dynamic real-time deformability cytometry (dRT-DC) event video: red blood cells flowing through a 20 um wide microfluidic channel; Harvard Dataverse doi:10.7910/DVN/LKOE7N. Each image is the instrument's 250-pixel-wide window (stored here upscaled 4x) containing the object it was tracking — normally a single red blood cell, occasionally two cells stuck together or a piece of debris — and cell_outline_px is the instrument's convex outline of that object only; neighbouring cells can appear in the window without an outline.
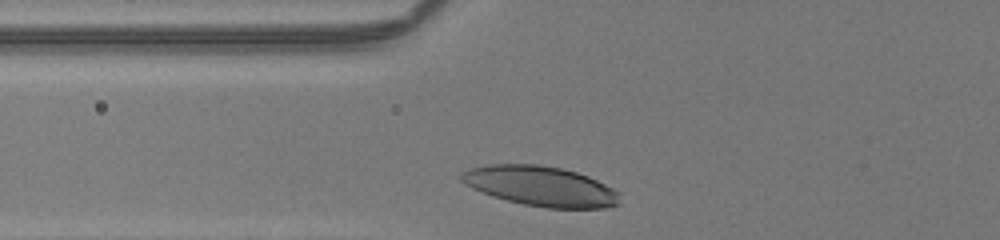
{"species": "human", "species_latin": "Homo sapiens", "temperature_condition": "room temperature", "stored_images_in_passage": 25, "camera_frame_rate_fps": 3000, "um_per_image_px": 0.085, "donor": {"sex": "male"}, "frame": {"image": 1, "passage_image": 2, "time_ms": 0.333, "image_size_px": [1000, 240], "cell_outline_px": [[620, 204], [604, 208], [548, 208], [524, 204], [492, 196], [472, 188], [464, 184], [460, 180], [460, 172], [468, 168], [492, 164], [536, 164], [560, 168], [576, 172], [588, 176], [620, 192]], "centroid_in_image_um": [45.94, 15.82], "position_along_channel_um": 79.9, "area_um2": 36.88}}
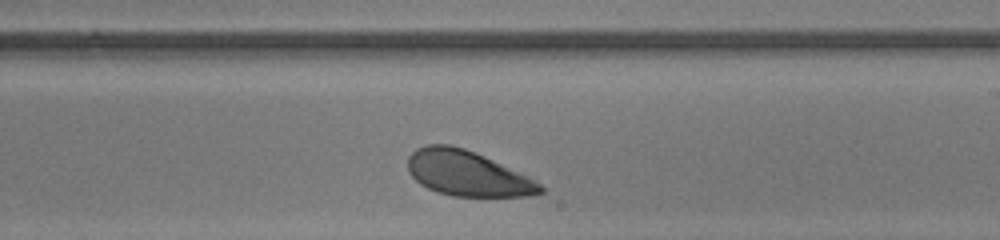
{"frame": {"image": 2, "passage_image": 15, "time_ms": 4.667, "image_size_px": [1000, 240], "cell_outline_px": [[544, 192], [532, 196], [452, 196], [428, 188], [420, 184], [408, 172], [408, 156], [416, 148], [428, 144], [448, 144], [464, 148], [484, 156], [540, 184], [544, 188]], "centroid_in_image_um": [39.66, 14.74], "position_along_channel_um": 249.3, "area_um2": 34.33}}
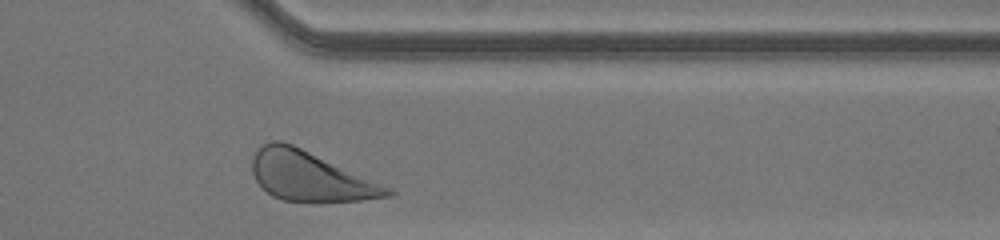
{"frame": {"image": 3, "passage_image": 25, "time_ms": 8.0, "image_size_px": [1000, 240], "cell_outline_px": [[396, 192], [392, 196], [360, 200], [320, 204], [312, 204], [284, 200], [272, 196], [256, 180], [252, 172], [252, 160], [260, 144], [272, 140], [280, 140], [292, 144], [392, 188]], "centroid_in_image_um": [26.38, 15.02], "position_along_channel_um": 385.0, "area_um2": 39.48}, "authors_computed_cell_mechanics": {"area_um2": 36.125, "velocity_mm_per_s": 4.038, "shape_relaxation_time_tau1_ms": 1.4656, "shape_relaxation_time_tau2_ms": 4.7705, "deformation_change_tau1": 0.1278, "deformation_change_tau2": 0.1286}}